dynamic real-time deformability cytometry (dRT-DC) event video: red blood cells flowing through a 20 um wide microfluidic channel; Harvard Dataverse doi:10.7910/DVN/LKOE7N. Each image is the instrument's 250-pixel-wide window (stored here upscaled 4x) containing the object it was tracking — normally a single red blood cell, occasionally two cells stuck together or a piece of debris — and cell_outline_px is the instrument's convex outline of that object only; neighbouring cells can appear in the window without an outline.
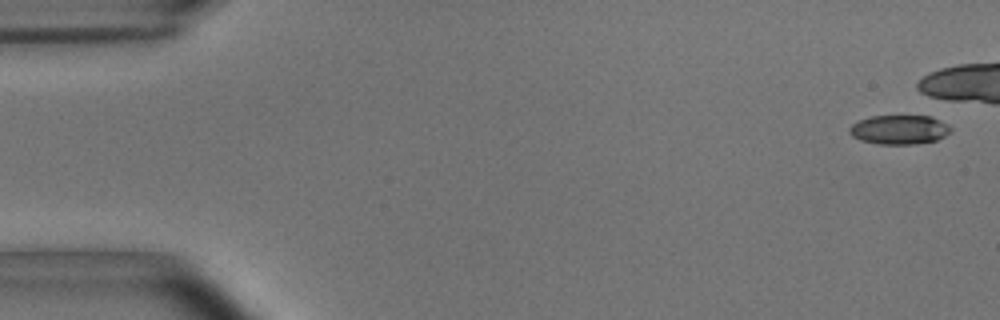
{"species": "common noctule bat (a hibernating species)", "species_latin": "Nyctalus noctula", "temperature_condition": "room temperature", "stored_images_in_passage": 8, "camera_frame_rate_fps": 3000, "um_per_image_px": 0.085, "animal": {"sex": "male", "body_mass_g": 15.6}, "frame": {"image": 1, "passage_image": 2, "time_ms": 0.333, "image_size_px": [1000, 320], "cell_outline_px": [[952, 128], [944, 136], [936, 140], [916, 144], [880, 144], [860, 140], [852, 136], [848, 132], [848, 128], [852, 124], [860, 120], [872, 116], [928, 116], [948, 124]], "centroid_in_image_um": [76.41, 11.02], "position_along_channel_um": 8.6, "area_um2": 17.11}}